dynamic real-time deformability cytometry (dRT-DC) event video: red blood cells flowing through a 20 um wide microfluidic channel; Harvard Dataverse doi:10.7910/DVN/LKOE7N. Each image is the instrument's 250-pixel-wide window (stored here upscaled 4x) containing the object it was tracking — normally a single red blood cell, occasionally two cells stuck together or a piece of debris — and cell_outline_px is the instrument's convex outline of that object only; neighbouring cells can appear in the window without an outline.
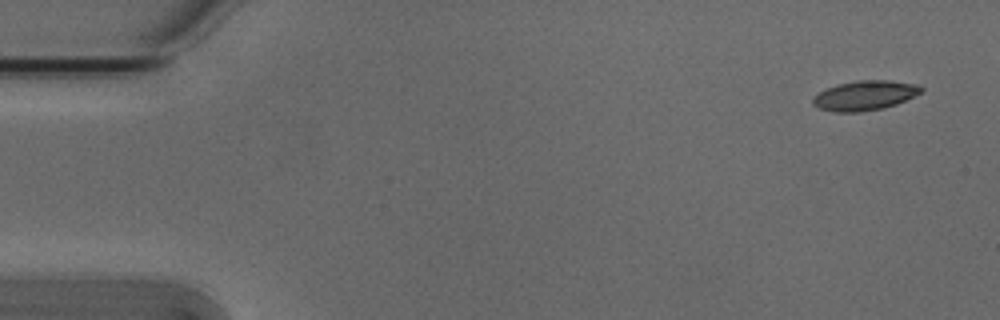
{"species": "Egyptian fruit bat (a non-hibernating species)", "species_latin": "Rousettus aegyptiacus", "temperature_condition": "cold", "stored_images_in_passage": 7, "camera_frame_rate_fps": 3000, "um_per_image_px": 0.085, "animal": {"sex": "male"}, "frame": {"image": 1, "passage_image": 1, "time_ms": 0.0, "image_size_px": [1000, 320], "cell_outline_px": [[924, 92], [896, 104], [884, 108], [860, 112], [836, 112], [820, 108], [812, 104], [812, 96], [836, 84], [856, 80], [888, 80], [916, 84], [924, 88]], "centroid_in_image_um": [73.52, 8.11], "position_along_channel_um": 11.5, "area_um2": 18.84}}
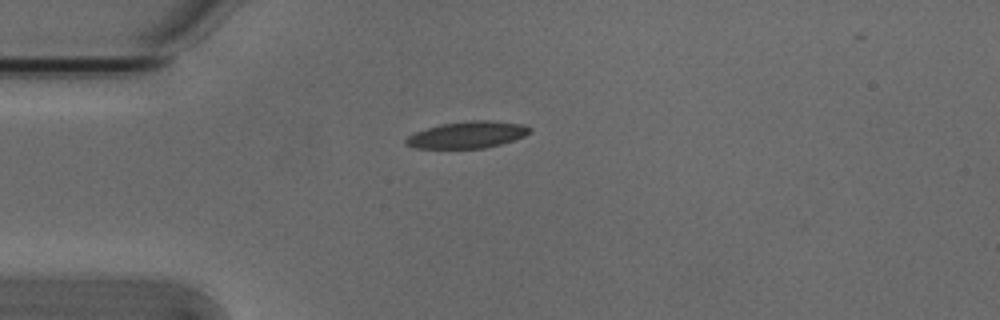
{"frame": {"image": 2, "passage_image": 4, "time_ms": 1.0, "image_size_px": [1000, 320], "cell_outline_px": [[532, 132], [524, 136], [500, 144], [484, 148], [416, 148], [404, 144], [404, 140], [408, 136], [416, 132], [440, 124], [468, 120], [488, 120], [524, 124], [532, 128]], "centroid_in_image_um": [39.74, 11.45], "position_along_channel_um": 45.3, "area_um2": 19.31}}
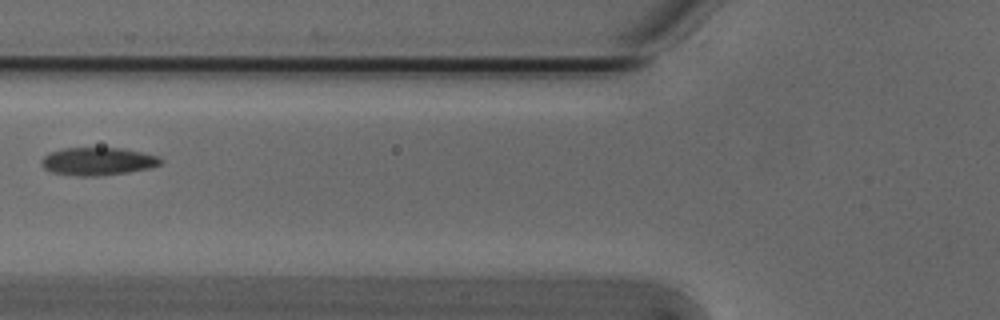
{"frame": {"image": 3, "passage_image": 6, "time_ms": 1.667, "image_size_px": [1000, 320], "cell_outline_px": [[164, 160], [160, 164], [148, 168], [128, 172], [100, 176], [80, 176], [52, 172], [44, 168], [40, 164], [40, 160], [48, 152], [64, 148], [124, 148], [160, 156]], "centroid_in_image_um": [8.31, 13.71], "position_along_channel_um": 117.5, "area_um2": 19.48}}